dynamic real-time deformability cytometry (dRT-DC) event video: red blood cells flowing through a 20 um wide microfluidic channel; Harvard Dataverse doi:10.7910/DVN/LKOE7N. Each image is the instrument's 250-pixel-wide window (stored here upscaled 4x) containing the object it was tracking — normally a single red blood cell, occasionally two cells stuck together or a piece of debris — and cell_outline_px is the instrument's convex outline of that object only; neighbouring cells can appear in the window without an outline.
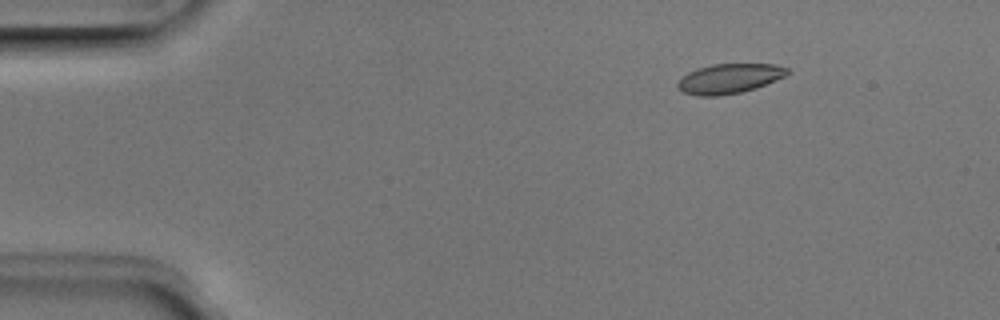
{"species": "Egyptian fruit bat (a non-hibernating species)", "species_latin": "Rousettus aegyptiacus", "temperature_condition": "room temperature", "stored_images_in_passage": 4, "camera_frame_rate_fps": 3000, "um_per_image_px": 0.085, "animal": {"sex": "male"}, "frame": {"image": 1, "passage_image": 1, "time_ms": 0.0, "image_size_px": [1000, 320], "cell_outline_px": [[788, 72], [784, 76], [776, 80], [756, 88], [740, 92], [716, 96], [696, 96], [684, 92], [676, 88], [676, 84], [680, 76], [696, 68], [712, 64], [776, 64], [788, 68]], "centroid_in_image_um": [61.93, 6.68], "position_along_channel_um": 23.1, "area_um2": 19.13}}
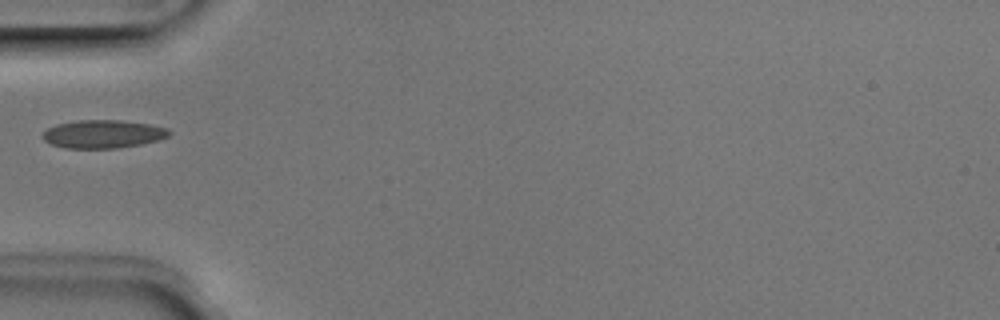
{"frame": {"image": 2, "passage_image": 4, "time_ms": 1.0, "image_size_px": [1000, 320], "cell_outline_px": [[172, 132], [168, 136], [160, 140], [140, 144], [116, 148], [64, 148], [52, 144], [44, 140], [40, 136], [48, 128], [56, 124], [76, 120], [120, 120], [148, 124], [168, 128]], "centroid_in_image_um": [8.75, 11.39], "position_along_channel_um": 76.2, "area_um2": 20.81}}